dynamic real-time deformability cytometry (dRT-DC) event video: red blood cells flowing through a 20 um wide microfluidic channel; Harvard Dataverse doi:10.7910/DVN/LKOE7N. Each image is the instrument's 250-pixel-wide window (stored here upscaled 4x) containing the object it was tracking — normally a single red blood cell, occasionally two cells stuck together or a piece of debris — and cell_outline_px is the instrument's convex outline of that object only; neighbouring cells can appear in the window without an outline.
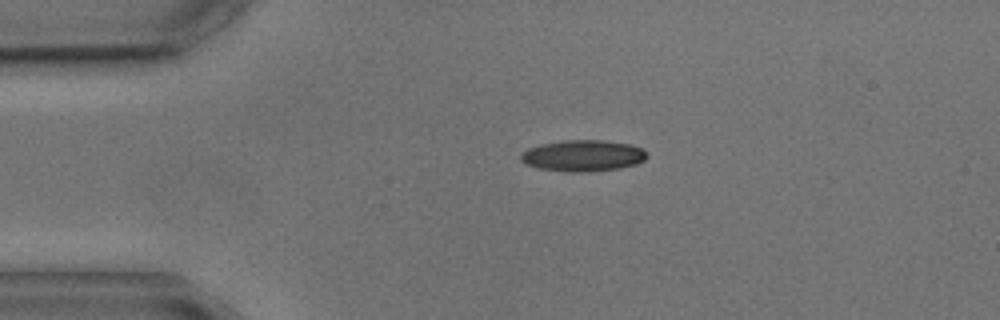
{"species": "common noctule bat (a hibernating species)", "species_latin": "Nyctalus noctula", "temperature_condition": "cold", "stored_images_in_passage": 4, "camera_frame_rate_fps": 3000, "um_per_image_px": 0.085, "animal": {"sex": "male", "body_mass_g": 17.9, "forearm_length_mm": 54.2}, "frame": {"image": 1, "passage_image": 2, "time_ms": 2.0, "image_size_px": [1000, 320], "cell_outline_px": [[648, 156], [644, 160], [636, 164], [620, 168], [588, 172], [568, 172], [536, 168], [520, 160], [520, 156], [528, 148], [540, 144], [560, 140], [604, 140], [628, 144], [644, 148], [648, 152]], "centroid_in_image_um": [49.57, 13.23], "position_along_channel_um": 35.4, "area_um2": 23.24}}
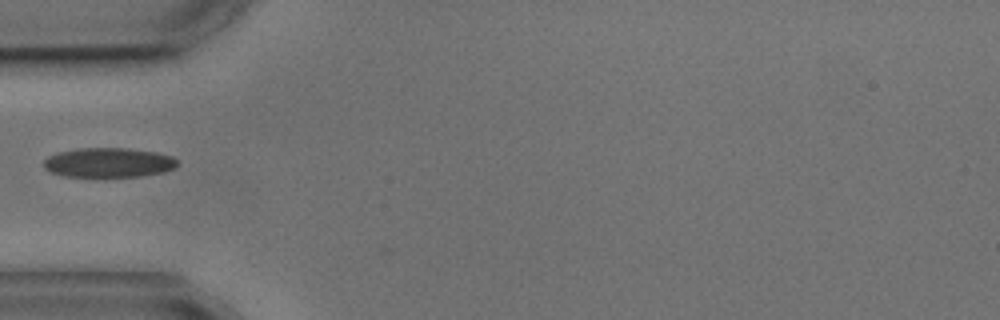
{"frame": {"image": 2, "passage_image": 3, "time_ms": 4.0, "image_size_px": [1000, 320], "cell_outline_px": [[176, 164], [172, 168], [164, 172], [140, 176], [104, 180], [64, 176], [52, 172], [44, 168], [44, 160], [48, 156], [56, 152], [80, 148], [124, 148], [156, 152], [172, 156], [176, 160]], "centroid_in_image_um": [9.17, 13.87], "position_along_channel_um": 75.8, "area_um2": 23.87}}